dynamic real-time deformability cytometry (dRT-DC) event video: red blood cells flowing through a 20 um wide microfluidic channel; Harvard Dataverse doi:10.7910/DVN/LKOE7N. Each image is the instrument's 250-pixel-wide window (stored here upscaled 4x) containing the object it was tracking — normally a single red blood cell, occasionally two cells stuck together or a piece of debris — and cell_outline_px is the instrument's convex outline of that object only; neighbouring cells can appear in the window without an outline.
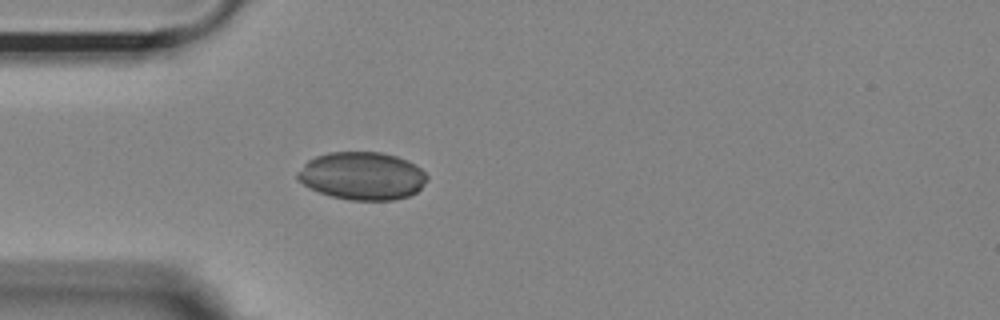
{"species": "Egyptian fruit bat (a non-hibernating species)", "species_latin": "Rousettus aegyptiacus", "temperature_condition": "room temperature", "stored_images_in_passage": 40, "camera_frame_rate_fps": 3000, "um_per_image_px": 0.085, "animal": {"sex": "female"}, "frame": {"image": 1, "passage_image": 1, "time_ms": 0.0, "image_size_px": [1000, 320], "cell_outline_px": [[428, 180], [416, 192], [408, 196], [392, 200], [352, 200], [332, 196], [308, 188], [296, 176], [296, 172], [308, 160], [316, 156], [328, 152], [380, 152], [396, 156], [416, 164], [428, 176]], "centroid_in_image_um": [30.78, 14.94], "position_along_channel_um": 54.2, "area_um2": 36.07}}
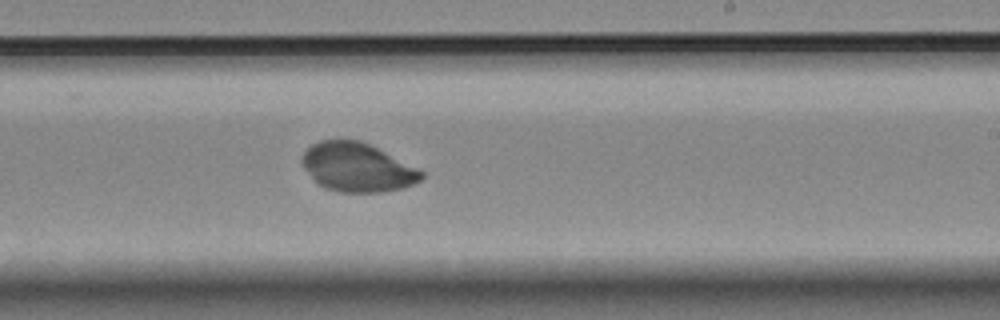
{"frame": {"image": 2, "passage_image": 18, "time_ms": 5.667, "image_size_px": [1000, 320], "cell_outline_px": [[424, 176], [420, 180], [404, 188], [380, 192], [340, 192], [324, 188], [316, 184], [304, 168], [300, 160], [304, 152], [312, 144], [320, 140], [360, 140], [424, 172]], "centroid_in_image_um": [30.31, 14.24], "position_along_channel_um": 258.7, "area_um2": 33.7}}
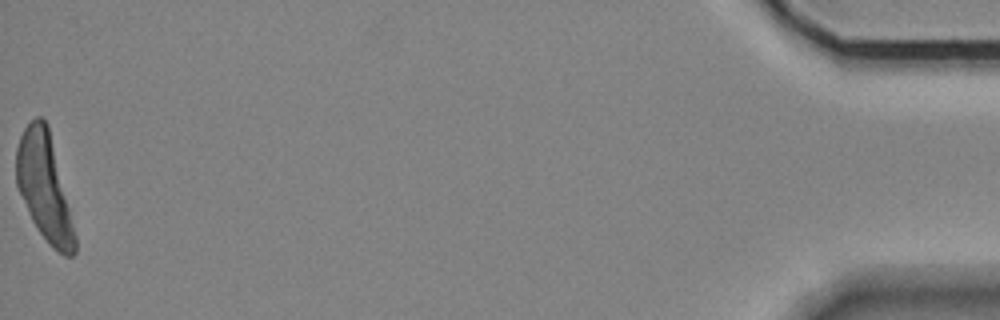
{"frame": {"image": 3, "passage_image": 40, "time_ms": 13.0, "image_size_px": [1000, 320], "cell_outline_px": [[76, 252], [72, 256], [64, 256], [52, 248], [48, 244], [32, 220], [16, 184], [16, 148], [20, 136], [24, 128], [36, 116], [40, 116], [48, 124], [76, 236]], "centroid_in_image_um": [3.77, 15.91], "position_along_channel_um": 431.4, "area_um2": 36.07}}